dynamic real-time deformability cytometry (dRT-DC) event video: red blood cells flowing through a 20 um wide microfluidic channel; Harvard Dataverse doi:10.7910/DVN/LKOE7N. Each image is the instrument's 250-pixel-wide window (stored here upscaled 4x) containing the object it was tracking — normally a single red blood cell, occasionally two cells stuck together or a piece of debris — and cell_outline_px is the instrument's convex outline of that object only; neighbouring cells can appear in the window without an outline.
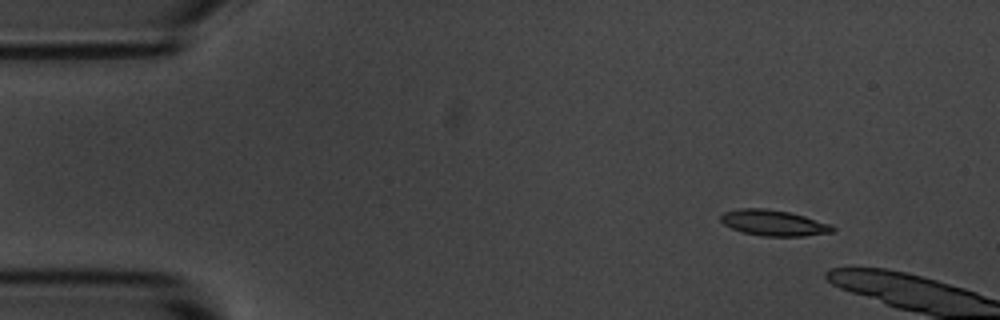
{"species": "common noctule bat (a hibernating species)", "species_latin": "Nyctalus noctula", "temperature_condition": "room temperature", "stored_images_in_passage": 2, "camera_frame_rate_fps": 3000, "um_per_image_px": 0.085, "animal": {"sex": "male", "body_mass_g": 20.1, "forearm_length_mm": 53.5}, "frame": {"image": 1, "passage_image": 1, "time_ms": 0.0, "image_size_px": [1000, 320], "cell_outline_px": [[836, 232], [804, 236], [760, 236], [744, 232], [732, 228], [724, 224], [720, 220], [720, 216], [724, 212], [740, 208], [764, 208], [788, 212], [804, 216], [832, 224], [836, 228]], "centroid_in_image_um": [65.8, 18.95], "position_along_channel_um": 19.2, "area_um2": 16.88}}